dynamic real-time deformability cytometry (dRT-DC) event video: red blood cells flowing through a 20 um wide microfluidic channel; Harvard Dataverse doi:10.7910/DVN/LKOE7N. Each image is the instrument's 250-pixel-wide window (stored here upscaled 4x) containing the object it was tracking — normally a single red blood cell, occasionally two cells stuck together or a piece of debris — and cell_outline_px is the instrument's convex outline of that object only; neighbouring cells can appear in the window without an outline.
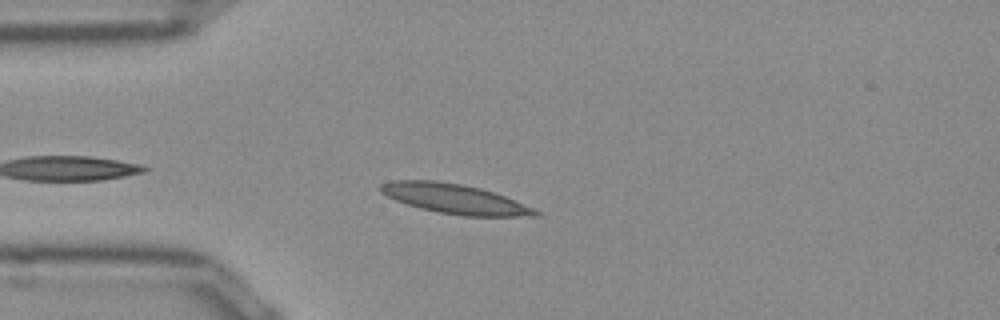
{"species": "Egyptian fruit bat (a non-hibernating species)", "species_latin": "Rousettus aegyptiacus", "temperature_condition": "room temperature", "stored_images_in_passage": 40, "camera_frame_rate_fps": 3000, "um_per_image_px": 0.085, "frame": {"image": 1, "passage_image": 4, "time_ms": 1.0, "image_size_px": [1000, 320], "cell_outline_px": [[540, 216], [464, 216], [440, 212], [420, 208], [396, 200], [380, 192], [380, 184], [392, 180], [436, 180], [460, 184], [480, 188], [504, 196], [532, 208], [540, 212]], "centroid_in_image_um": [38.62, 16.89], "position_along_channel_um": 46.4, "area_um2": 26.36}}
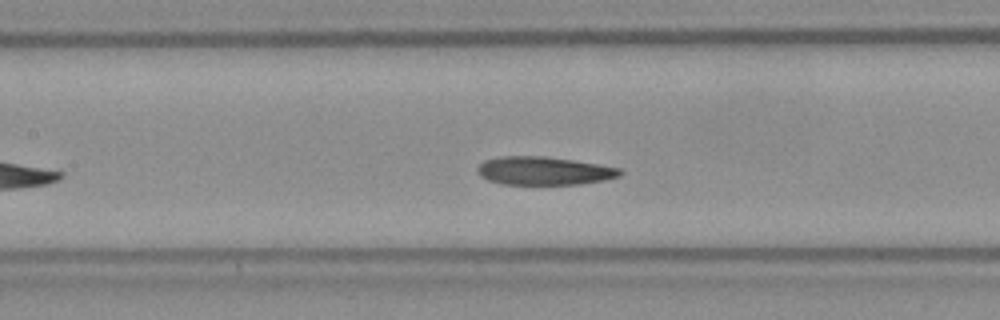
{"frame": {"image": 2, "passage_image": 14, "time_ms": 4.333, "image_size_px": [1000, 320], "cell_outline_px": [[624, 172], [620, 176], [604, 180], [580, 184], [500, 184], [488, 180], [480, 176], [476, 168], [484, 160], [504, 156], [544, 156], [572, 160], [620, 168]], "centroid_in_image_um": [46.22, 14.52], "position_along_channel_um": 161.2, "area_um2": 23.41}}
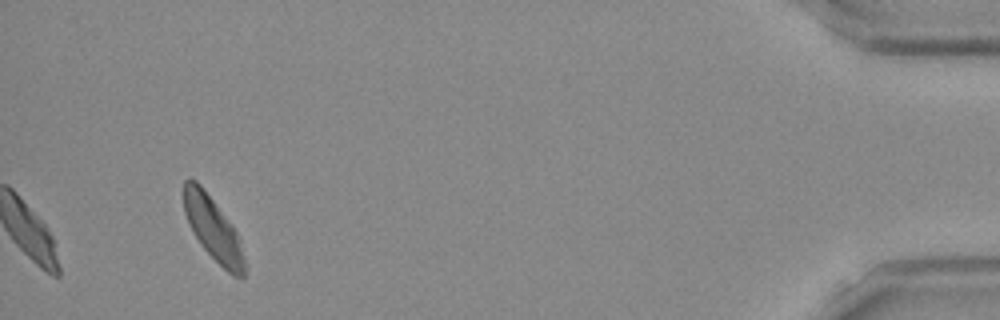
{"frame": {"image": 3, "passage_image": 40, "time_ms": 13.0, "image_size_px": [1000, 320], "cell_outline_px": [[244, 276], [232, 276], [200, 244], [192, 232], [184, 212], [184, 180], [196, 180], [200, 184], [236, 232], [240, 240], [244, 260]], "centroid_in_image_um": [18.08, 19.45], "position_along_channel_um": 417.1, "area_um2": 21.62}, "authors_computed_cell_mechanics": {"area_um2": 23.4668, "velocity_mm_per_s": 3.8394, "shape_relaxation_time_tau1_ms": 8.2807, "shape_relaxation_time_tau2_ms": 5.2743, "deformation_change_tau1": 0.1688, "deformation_change_tau2": 0.1202}}